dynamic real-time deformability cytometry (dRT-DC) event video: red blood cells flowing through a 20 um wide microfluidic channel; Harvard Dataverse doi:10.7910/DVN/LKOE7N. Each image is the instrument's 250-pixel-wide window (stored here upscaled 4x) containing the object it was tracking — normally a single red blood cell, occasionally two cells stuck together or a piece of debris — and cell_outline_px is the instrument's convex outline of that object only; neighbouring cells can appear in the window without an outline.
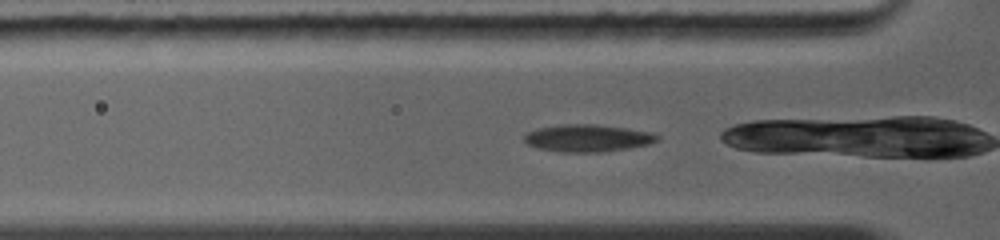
{"species": "common noctule bat (a hibernating species)", "species_latin": "Nyctalus noctula", "temperature_condition": "warm", "stored_images_in_passage": 9, "camera_frame_rate_fps": 5000, "um_per_image_px": 0.085, "animal": {"sex": "female", "body_mass_g": 19.0, "forearm_length_mm": 56.7}, "frame": {"image": 1, "passage_image": 2, "time_ms": 0.4, "image_size_px": [1000, 240], "cell_outline_px": [[660, 136], [656, 140], [648, 144], [628, 148], [600, 152], [560, 152], [536, 148], [528, 144], [524, 140], [524, 136], [528, 132], [536, 128], [560, 124], [596, 124], [628, 128], [652, 132]], "centroid_in_image_um": [49.92, 11.73], "position_along_channel_um": 75.9, "area_um2": 21.21}}